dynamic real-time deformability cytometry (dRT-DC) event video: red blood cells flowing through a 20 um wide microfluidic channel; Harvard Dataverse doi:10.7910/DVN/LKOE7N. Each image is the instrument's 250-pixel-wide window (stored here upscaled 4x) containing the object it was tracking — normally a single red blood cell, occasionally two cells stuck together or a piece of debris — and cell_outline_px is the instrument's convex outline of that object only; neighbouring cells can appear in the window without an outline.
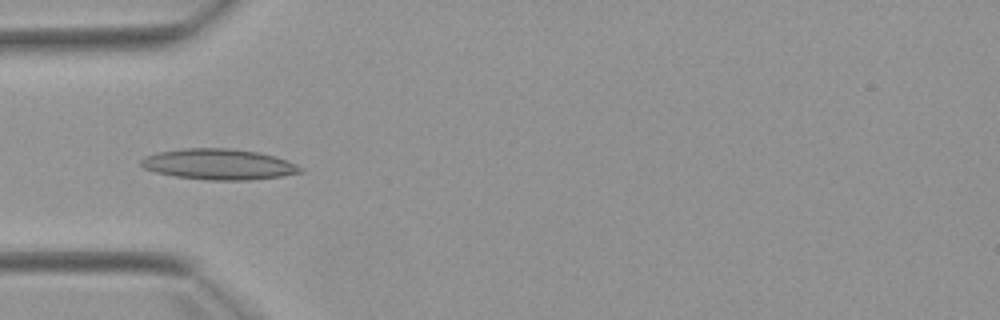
{"species": "Egyptian fruit bat (a non-hibernating species)", "species_latin": "Rousettus aegyptiacus", "temperature_condition": "warm", "stored_images_in_passage": 7, "camera_frame_rate_fps": 3000, "um_per_image_px": 0.085, "animal": {"sex": "female"}, "frame": {"image": 1, "passage_image": 5, "time_ms": 4.667, "image_size_px": [1000, 320], "cell_outline_px": [[304, 172], [280, 176], [248, 180], [208, 180], [176, 176], [156, 172], [144, 168], [140, 164], [140, 160], [144, 156], [156, 152], [184, 148], [228, 148], [256, 152], [272, 156], [296, 164], [304, 168]], "centroid_in_image_um": [18.56, 13.96], "position_along_channel_um": 66.4, "area_um2": 28.38}}
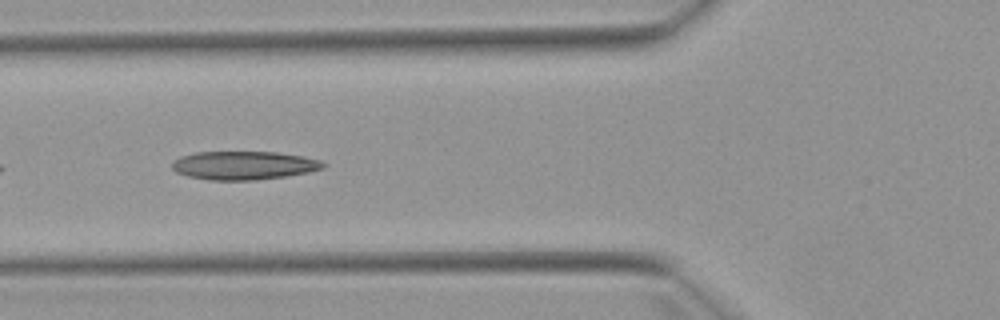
{"frame": {"image": 2, "passage_image": 6, "time_ms": 5.667, "image_size_px": [1000, 320], "cell_outline_px": [[328, 164], [324, 168], [308, 172], [284, 176], [256, 180], [208, 180], [188, 176], [176, 172], [172, 168], [172, 160], [180, 156], [196, 152], [276, 152], [304, 156], [320, 160]], "centroid_in_image_um": [20.72, 14.05], "position_along_channel_um": 105.1, "area_um2": 25.2}}
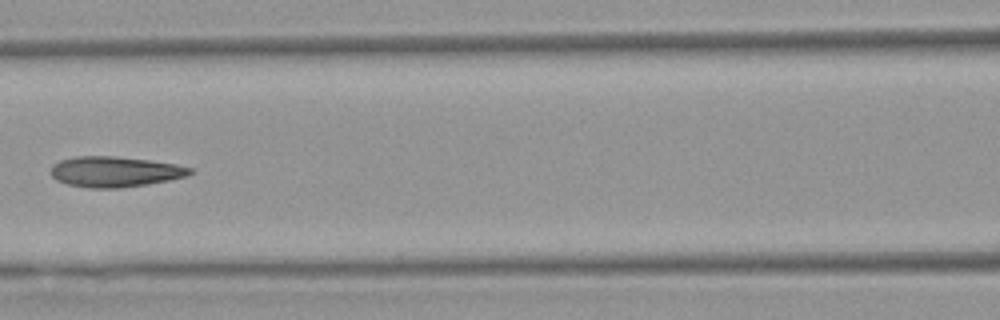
{"frame": {"image": 3, "passage_image": 7, "time_ms": 7.0, "image_size_px": [1000, 320], "cell_outline_px": [[192, 172], [188, 176], [148, 184], [120, 188], [88, 188], [68, 184], [56, 180], [48, 172], [52, 164], [60, 160], [76, 156], [116, 156], [148, 160], [176, 164], [192, 168]], "centroid_in_image_um": [9.72, 14.59], "position_along_channel_um": 156.9, "area_um2": 24.91}}